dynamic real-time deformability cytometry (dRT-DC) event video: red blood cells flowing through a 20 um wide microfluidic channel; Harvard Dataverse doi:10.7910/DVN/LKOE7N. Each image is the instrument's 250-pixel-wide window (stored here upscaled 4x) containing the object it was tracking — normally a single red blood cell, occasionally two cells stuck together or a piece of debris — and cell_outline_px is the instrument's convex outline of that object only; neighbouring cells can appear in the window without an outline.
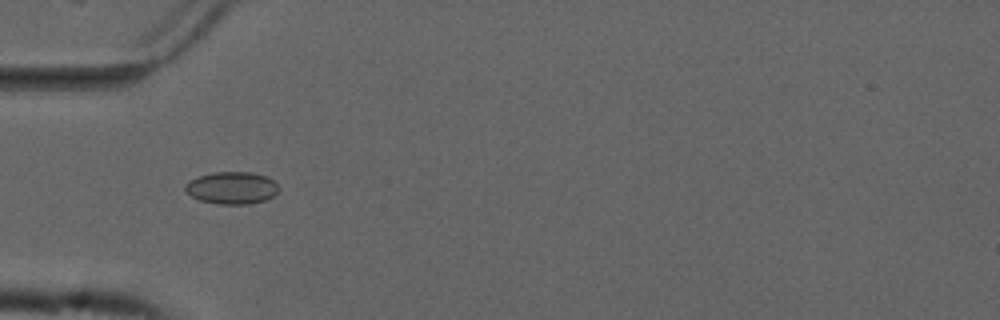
{"species": "common noctule bat (a hibernating species)", "species_latin": "Nyctalus noctula", "temperature_condition": "cold", "stored_images_in_passage": 53, "camera_frame_rate_fps": 3000, "um_per_image_px": 0.085, "animal": {"sex": "male", "forearm_length_mm": 52.5}, "frame": {"image": 1, "passage_image": 16, "time_ms": 5.0, "image_size_px": [1000, 320], "cell_outline_px": [[280, 188], [272, 196], [264, 200], [248, 204], [216, 204], [200, 200], [192, 196], [184, 188], [184, 184], [188, 180], [212, 172], [252, 172], [268, 176]], "centroid_in_image_um": [19.69, 15.96], "position_along_channel_um": 65.3, "area_um2": 17.57}}
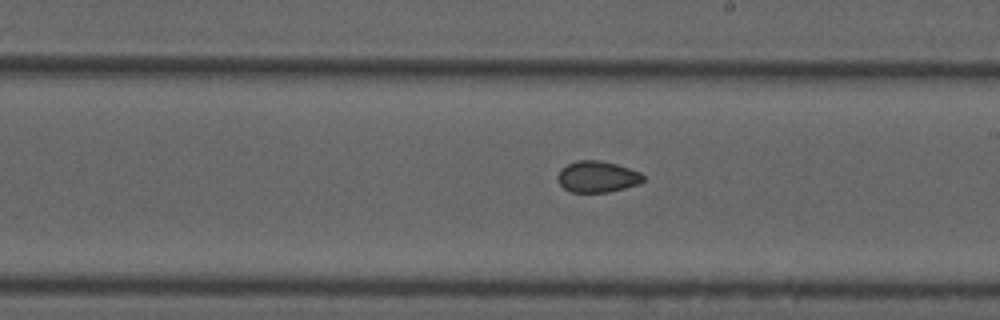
{"frame": {"image": 2, "passage_image": 30, "time_ms": 9.667, "image_size_px": [1000, 320], "cell_outline_px": [[644, 180], [640, 184], [608, 192], [572, 192], [564, 188], [556, 180], [556, 176], [560, 168], [576, 160], [600, 160], [616, 164], [640, 172], [644, 176]], "centroid_in_image_um": [50.75, 15.02], "position_along_channel_um": 238.3, "area_um2": 15.72}}
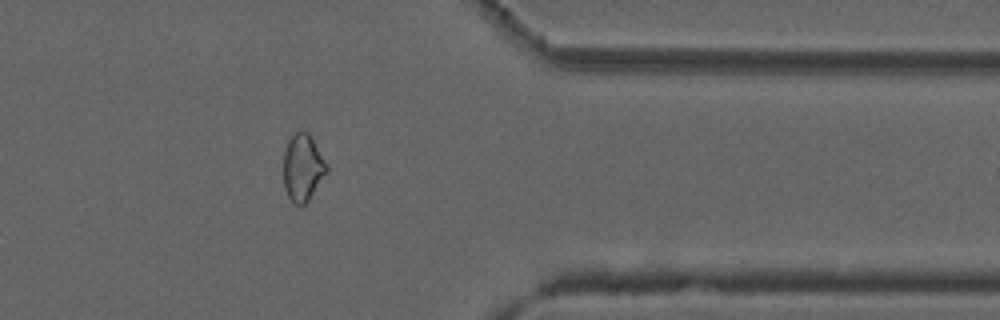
{"frame": {"image": 3, "passage_image": 43, "time_ms": 14.0, "image_size_px": [1000, 320], "cell_outline_px": [[328, 168], [308, 200], [304, 204], [296, 204], [288, 196], [284, 188], [284, 148], [288, 140], [296, 132], [308, 132], [328, 164]], "centroid_in_image_um": [25.72, 14.22], "position_along_channel_um": 385.7, "area_um2": 16.47}, "authors_computed_cell_mechanics": {"area_um2": 17.1666, "velocity_mm_per_s": 3.7329, "shape_relaxation_time_tau1_ms": null, "shape_relaxation_time_tau2_ms": 2.7552, "deformation_change_tau1": null, "deformation_change_tau2": 0.0607}}